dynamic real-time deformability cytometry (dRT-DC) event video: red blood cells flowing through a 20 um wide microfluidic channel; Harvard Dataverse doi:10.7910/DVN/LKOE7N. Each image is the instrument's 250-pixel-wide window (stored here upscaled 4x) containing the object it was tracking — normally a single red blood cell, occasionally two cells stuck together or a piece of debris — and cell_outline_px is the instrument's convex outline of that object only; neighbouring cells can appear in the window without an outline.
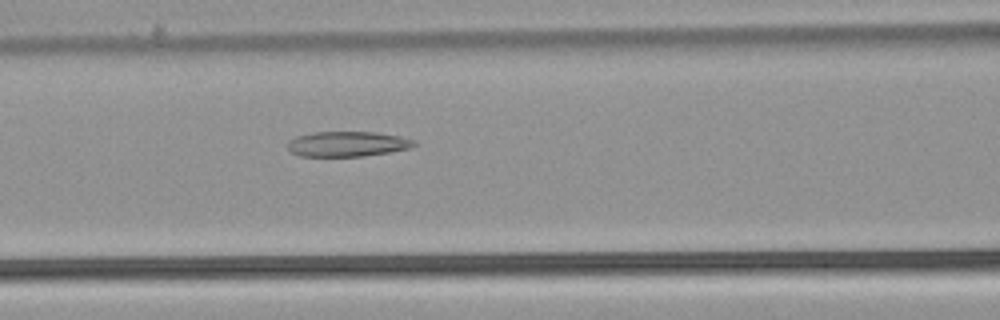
{"species": "common noctule bat (a hibernating species)", "species_latin": "Nyctalus noctula", "temperature_condition": "warm", "stored_images_in_passage": 53, "camera_frame_rate_fps": 3000, "um_per_image_px": 0.085, "animal": {"sex": "male", "body_mass_g": 21.5, "forearm_length_mm": 52.0}, "frame": {"image": 1, "passage_image": 23, "time_ms": 7.333, "image_size_px": [1000, 320], "cell_outline_px": [[420, 144], [408, 148], [388, 152], [364, 156], [300, 156], [292, 152], [288, 148], [288, 140], [296, 136], [312, 132], [376, 132], [400, 136], [416, 140]], "centroid_in_image_um": [29.55, 12.23], "position_along_channel_um": 137.1, "area_um2": 18.61}}
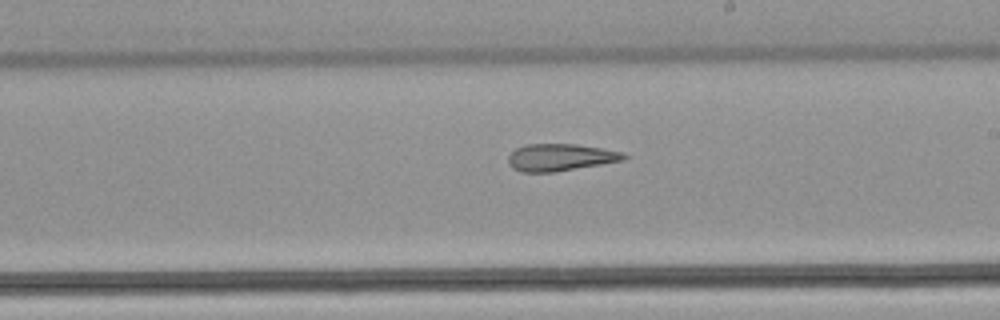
{"frame": {"image": 2, "passage_image": 31, "time_ms": 10.0, "image_size_px": [1000, 320], "cell_outline_px": [[628, 156], [624, 160], [556, 172], [520, 172], [512, 168], [508, 164], [508, 156], [516, 148], [524, 144], [576, 144], [604, 148], [624, 152]], "centroid_in_image_um": [47.63, 13.37], "position_along_channel_um": 241.4, "area_um2": 18.5}}
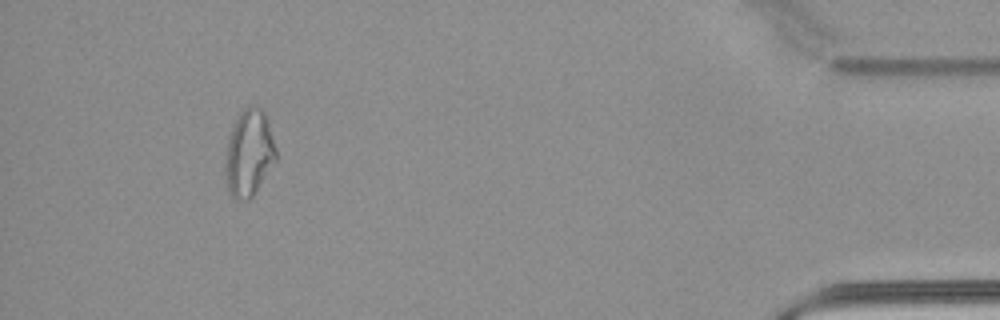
{"frame": {"image": 3, "passage_image": 49, "time_ms": 16.0, "image_size_px": [1000, 320], "cell_outline_px": [[280, 156], [256, 192], [248, 200], [236, 200], [228, 192], [224, 172], [224, 168], [228, 136], [232, 124], [236, 116], [244, 108], [260, 108], [264, 112]], "centroid_in_image_um": [21.17, 13.06], "position_along_channel_um": 414.0, "area_um2": 26.18}, "authors_computed_cell_mechanics": {"area_um2": 23.6402, "velocity_mm_per_s": 3.9175, "shape_relaxation_time_tau1_ms": null, "shape_relaxation_time_tau2_ms": 4.8217, "deformation_change_tau1": null, "deformation_change_tau2": 0.1676}}